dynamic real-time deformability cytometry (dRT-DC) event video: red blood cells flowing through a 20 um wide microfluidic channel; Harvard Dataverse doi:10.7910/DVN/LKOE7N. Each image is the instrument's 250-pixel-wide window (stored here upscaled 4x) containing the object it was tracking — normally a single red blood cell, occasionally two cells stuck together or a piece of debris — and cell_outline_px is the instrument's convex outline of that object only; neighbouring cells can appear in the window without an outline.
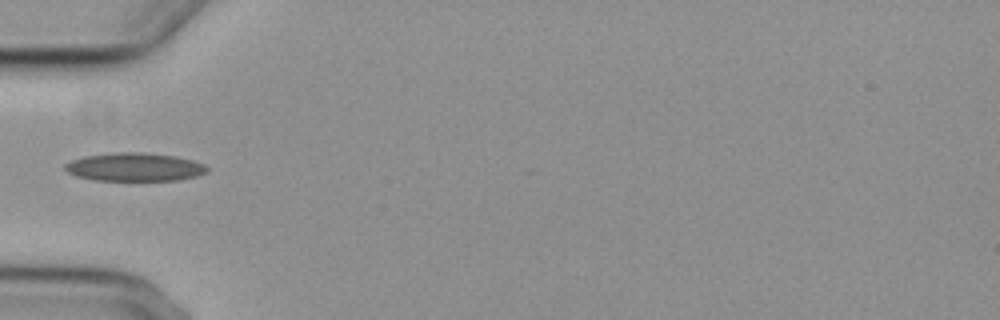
{"species": "common noctule bat (a hibernating species)", "species_latin": "Nyctalus noctula", "temperature_condition": "cold", "stored_images_in_passage": 1, "camera_frame_rate_fps": 3000, "um_per_image_px": 0.085, "animal": {"sex": "female", "body_mass_g": 29.2, "forearm_length_mm": 56.3}, "frame": {"image": 1, "passage_image": 1, "time_ms": 0.0, "image_size_px": [1000, 320], "cell_outline_px": [[208, 172], [196, 176], [176, 180], [96, 180], [76, 176], [68, 172], [64, 168], [64, 164], [72, 160], [84, 156], [112, 152], [144, 152], [176, 156], [192, 160], [204, 164], [208, 168]], "centroid_in_image_um": [11.43, 14.18], "position_along_channel_um": 73.6, "area_um2": 23.47}}